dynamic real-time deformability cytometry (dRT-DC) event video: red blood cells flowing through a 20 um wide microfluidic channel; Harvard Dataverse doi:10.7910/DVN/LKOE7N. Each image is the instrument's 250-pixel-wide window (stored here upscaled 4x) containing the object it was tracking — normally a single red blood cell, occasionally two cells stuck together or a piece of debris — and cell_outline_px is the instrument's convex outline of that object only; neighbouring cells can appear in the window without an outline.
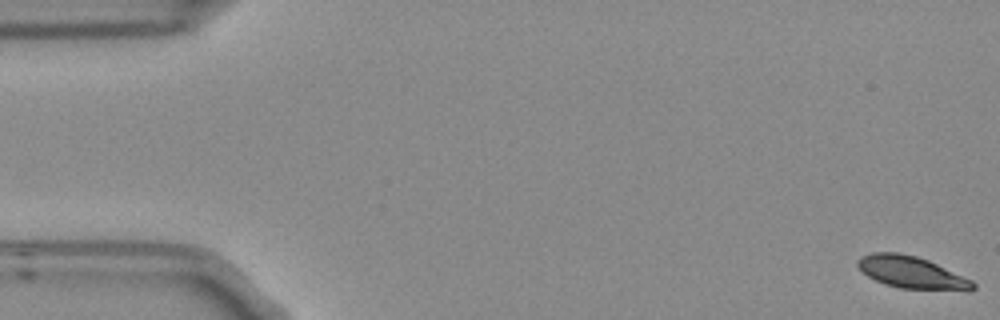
{"species": "Egyptian fruit bat (a non-hibernating species)", "species_latin": "Rousettus aegyptiacus", "temperature_condition": "room temperature", "stored_images_in_passage": 5, "camera_frame_rate_fps": 3000, "um_per_image_px": 0.085, "frame": {"image": 1, "passage_image": 1, "time_ms": 0.0, "image_size_px": [1000, 320], "cell_outline_px": [[976, 288], [968, 292], [900, 288], [884, 284], [868, 276], [856, 264], [856, 260], [860, 256], [872, 252], [900, 252], [916, 256], [928, 260], [972, 280], [976, 284]], "centroid_in_image_um": [77.52, 23.17], "position_along_channel_um": 7.5, "area_um2": 21.91}}
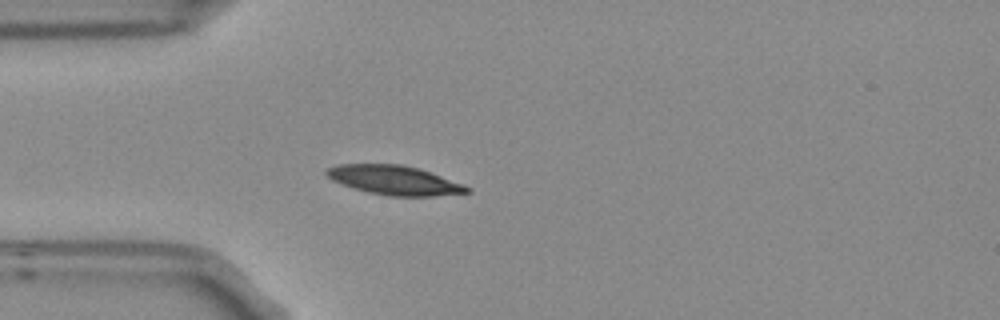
{"frame": {"image": 2, "passage_image": 5, "time_ms": 1.333, "image_size_px": [1000, 320], "cell_outline_px": [[472, 192], [432, 196], [388, 196], [368, 192], [352, 188], [332, 180], [324, 172], [328, 168], [340, 164], [404, 164], [420, 168], [464, 184], [472, 188]], "centroid_in_image_um": [33.56, 15.31], "position_along_channel_um": 51.4, "area_um2": 24.1}}